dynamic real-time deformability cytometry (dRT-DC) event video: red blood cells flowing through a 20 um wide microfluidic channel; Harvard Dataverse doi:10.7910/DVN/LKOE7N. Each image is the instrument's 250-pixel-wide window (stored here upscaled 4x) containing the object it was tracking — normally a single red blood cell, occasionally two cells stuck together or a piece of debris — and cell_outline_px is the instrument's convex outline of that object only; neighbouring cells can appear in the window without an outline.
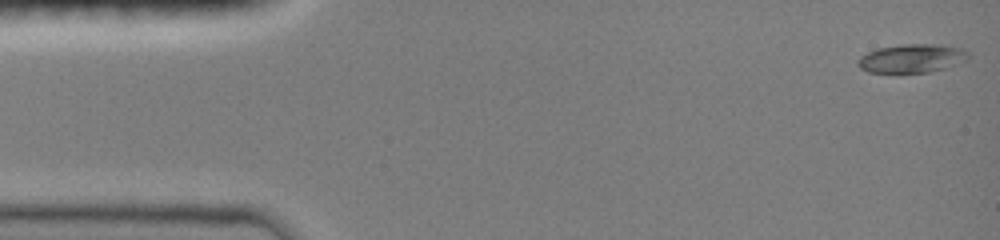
{"species": "common noctule bat (a hibernating species)", "species_latin": "Nyctalus noctula", "temperature_condition": "room temperature", "stored_images_in_passage": 5, "camera_frame_rate_fps": 3000, "um_per_image_px": 0.085, "animal": {"sex": "female", "body_mass_g": 19.0, "forearm_length_mm": 51.5}, "frame": {"image": 1, "passage_image": 1, "time_ms": 0.0, "image_size_px": [1000, 240], "cell_outline_px": [[968, 60], [944, 68], [928, 72], [868, 72], [860, 68], [856, 64], [856, 60], [860, 56], [868, 52], [880, 48], [900, 44], [944, 44], [960, 48], [968, 52]], "centroid_in_image_um": [77.49, 4.95], "position_along_channel_um": 7.5, "area_um2": 18.38}}
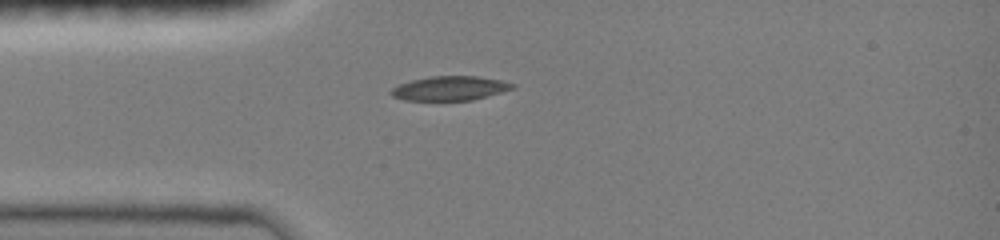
{"frame": {"image": 2, "passage_image": 5, "time_ms": 3.667, "image_size_px": [1000, 240], "cell_outline_px": [[516, 88], [472, 100], [404, 100], [392, 96], [388, 92], [392, 88], [400, 84], [412, 80], [432, 76], [476, 76], [500, 80], [516, 84]], "centroid_in_image_um": [38.24, 7.5], "position_along_channel_um": 46.8, "area_um2": 17.11}}